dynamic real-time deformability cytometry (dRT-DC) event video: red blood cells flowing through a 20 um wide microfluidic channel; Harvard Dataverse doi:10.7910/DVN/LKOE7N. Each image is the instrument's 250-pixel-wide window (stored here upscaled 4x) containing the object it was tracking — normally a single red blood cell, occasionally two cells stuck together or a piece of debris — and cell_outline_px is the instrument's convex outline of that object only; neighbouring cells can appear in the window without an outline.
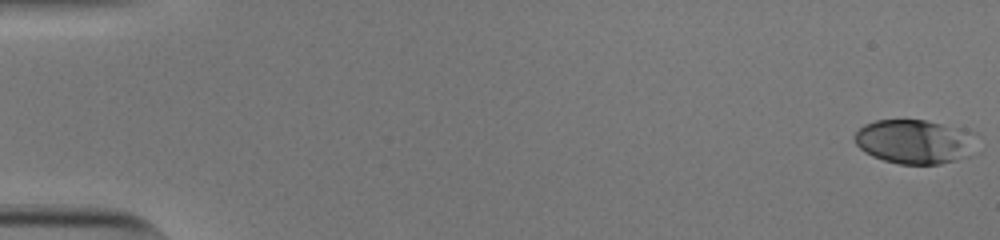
{"species": "human", "species_latin": "Homo sapiens", "temperature_condition": "cold", "stored_images_in_passage": 54, "camera_frame_rate_fps": 3000, "um_per_image_px": 0.085, "donor": {"sex": "male"}, "frame": {"image": 1, "passage_image": 1, "time_ms": 0.0, "image_size_px": [1000, 240], "cell_outline_px": [[980, 132], [968, 156], [940, 164], [900, 164], [884, 160], [872, 156], [864, 152], [856, 144], [856, 132], [864, 124], [876, 120], [924, 120], [964, 128]], "centroid_in_image_um": [77.8, 12.02], "position_along_channel_um": 7.2, "area_um2": 31.67}}
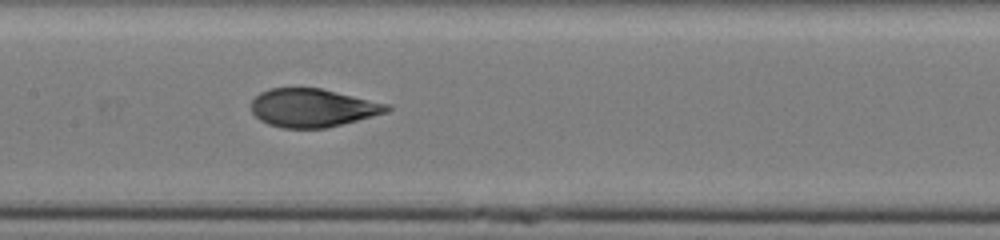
{"frame": {"image": 2, "passage_image": 28, "time_ms": 9.0, "image_size_px": [1000, 240], "cell_outline_px": [[392, 108], [388, 112], [324, 128], [284, 128], [268, 124], [260, 120], [252, 112], [252, 100], [260, 92], [268, 88], [320, 88], [388, 104]], "centroid_in_image_um": [26.54, 9.16], "position_along_channel_um": 180.9, "area_um2": 29.94}}
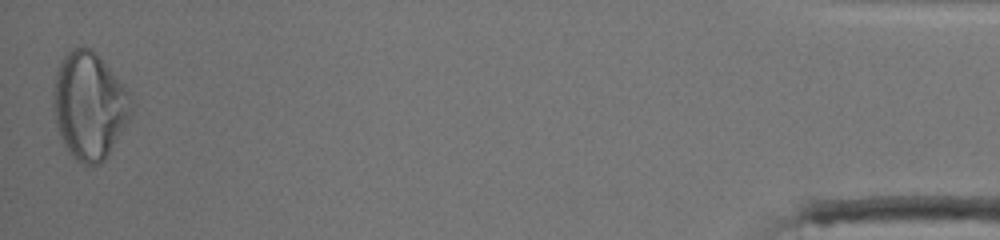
{"frame": {"image": 3, "passage_image": 54, "time_ms": 17.667, "image_size_px": [1000, 240], "cell_outline_px": [[132, 112], [128, 120], [108, 156], [100, 164], [84, 164], [76, 160], [72, 156], [64, 144], [60, 136], [56, 124], [52, 108], [52, 92], [56, 72], [64, 56], [72, 48], [92, 48], [96, 52], [128, 92], [132, 100]], "centroid_in_image_um": [7.56, 9.0], "position_along_channel_um": 427.6, "area_um2": 48.38}, "authors_computed_cell_mechanics": {"area_um2": 30.9808, "velocity_mm_per_s": 3.8326, "shape_relaxation_time_tau1_ms": 7.4404, "shape_relaxation_time_tau2_ms": 0.8511, "deformation_change_tau1": 0.2417, "deformation_change_tau2": 0.0594}}